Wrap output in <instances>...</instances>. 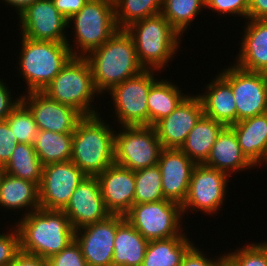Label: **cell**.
Returning <instances> with one entry per match:
<instances>
[{"mask_svg": "<svg viewBox=\"0 0 267 266\" xmlns=\"http://www.w3.org/2000/svg\"><path fill=\"white\" fill-rule=\"evenodd\" d=\"M85 58L91 66L94 86L100 98L116 85L145 70L139 62L134 41L125 29H119Z\"/></svg>", "mask_w": 267, "mask_h": 266, "instance_id": "6da1fadb", "label": "cell"}, {"mask_svg": "<svg viewBox=\"0 0 267 266\" xmlns=\"http://www.w3.org/2000/svg\"><path fill=\"white\" fill-rule=\"evenodd\" d=\"M20 251L48 259L75 240V229L62 210L38 208L14 223Z\"/></svg>", "mask_w": 267, "mask_h": 266, "instance_id": "7a4b0ae2", "label": "cell"}, {"mask_svg": "<svg viewBox=\"0 0 267 266\" xmlns=\"http://www.w3.org/2000/svg\"><path fill=\"white\" fill-rule=\"evenodd\" d=\"M115 131L100 113L84 116L78 122L73 132L71 161L86 176H97L114 164Z\"/></svg>", "mask_w": 267, "mask_h": 266, "instance_id": "3957f363", "label": "cell"}, {"mask_svg": "<svg viewBox=\"0 0 267 266\" xmlns=\"http://www.w3.org/2000/svg\"><path fill=\"white\" fill-rule=\"evenodd\" d=\"M125 30L131 35L139 62L145 70L164 72L178 54L177 50L180 51L182 35L161 13L134 22Z\"/></svg>", "mask_w": 267, "mask_h": 266, "instance_id": "277c9868", "label": "cell"}, {"mask_svg": "<svg viewBox=\"0 0 267 266\" xmlns=\"http://www.w3.org/2000/svg\"><path fill=\"white\" fill-rule=\"evenodd\" d=\"M67 26L68 29L72 26L74 31L71 33L74 39L72 37L70 41L69 34L66 42L71 54L73 57H86L119 30L114 0H89L78 13L67 20Z\"/></svg>", "mask_w": 267, "mask_h": 266, "instance_id": "5b68a950", "label": "cell"}, {"mask_svg": "<svg viewBox=\"0 0 267 266\" xmlns=\"http://www.w3.org/2000/svg\"><path fill=\"white\" fill-rule=\"evenodd\" d=\"M19 39V65L15 68L26 82L25 92L42 91L73 57L66 42L33 40L22 35Z\"/></svg>", "mask_w": 267, "mask_h": 266, "instance_id": "8992f818", "label": "cell"}, {"mask_svg": "<svg viewBox=\"0 0 267 266\" xmlns=\"http://www.w3.org/2000/svg\"><path fill=\"white\" fill-rule=\"evenodd\" d=\"M42 92L83 116L100 113L94 106V98H99L100 94L94 86L91 66L85 57H72Z\"/></svg>", "mask_w": 267, "mask_h": 266, "instance_id": "52a82bcc", "label": "cell"}, {"mask_svg": "<svg viewBox=\"0 0 267 266\" xmlns=\"http://www.w3.org/2000/svg\"><path fill=\"white\" fill-rule=\"evenodd\" d=\"M124 217L148 241L188 235L182 206L166 199L134 204Z\"/></svg>", "mask_w": 267, "mask_h": 266, "instance_id": "ba28073f", "label": "cell"}, {"mask_svg": "<svg viewBox=\"0 0 267 266\" xmlns=\"http://www.w3.org/2000/svg\"><path fill=\"white\" fill-rule=\"evenodd\" d=\"M163 147L153 126H120L114 135V163L132 171L157 165Z\"/></svg>", "mask_w": 267, "mask_h": 266, "instance_id": "9c48e42d", "label": "cell"}, {"mask_svg": "<svg viewBox=\"0 0 267 266\" xmlns=\"http://www.w3.org/2000/svg\"><path fill=\"white\" fill-rule=\"evenodd\" d=\"M159 71L144 70L113 87L106 95L113 103L112 117L120 126H149L147 98L150 87L158 80ZM156 74V75H155ZM117 118V119H116Z\"/></svg>", "mask_w": 267, "mask_h": 266, "instance_id": "30bf717a", "label": "cell"}, {"mask_svg": "<svg viewBox=\"0 0 267 266\" xmlns=\"http://www.w3.org/2000/svg\"><path fill=\"white\" fill-rule=\"evenodd\" d=\"M229 178L217 169L196 164L191 173L186 200L182 204L183 216L201 211L209 216L218 214L226 200Z\"/></svg>", "mask_w": 267, "mask_h": 266, "instance_id": "8fae6325", "label": "cell"}, {"mask_svg": "<svg viewBox=\"0 0 267 266\" xmlns=\"http://www.w3.org/2000/svg\"><path fill=\"white\" fill-rule=\"evenodd\" d=\"M219 74L231 85L237 122L267 112V77L262 72L243 70L234 63Z\"/></svg>", "mask_w": 267, "mask_h": 266, "instance_id": "7c38bea8", "label": "cell"}, {"mask_svg": "<svg viewBox=\"0 0 267 266\" xmlns=\"http://www.w3.org/2000/svg\"><path fill=\"white\" fill-rule=\"evenodd\" d=\"M85 176L71 160L43 166L39 185L40 208L63 210Z\"/></svg>", "mask_w": 267, "mask_h": 266, "instance_id": "4fadbf2b", "label": "cell"}, {"mask_svg": "<svg viewBox=\"0 0 267 266\" xmlns=\"http://www.w3.org/2000/svg\"><path fill=\"white\" fill-rule=\"evenodd\" d=\"M20 35L33 40L67 42V19L52 0H37L19 16ZM67 33V34H66Z\"/></svg>", "mask_w": 267, "mask_h": 266, "instance_id": "5bb4252c", "label": "cell"}, {"mask_svg": "<svg viewBox=\"0 0 267 266\" xmlns=\"http://www.w3.org/2000/svg\"><path fill=\"white\" fill-rule=\"evenodd\" d=\"M21 101L32 112L38 130L73 133L84 117L74 108L56 102L42 91L22 92Z\"/></svg>", "mask_w": 267, "mask_h": 266, "instance_id": "9a60e30c", "label": "cell"}, {"mask_svg": "<svg viewBox=\"0 0 267 266\" xmlns=\"http://www.w3.org/2000/svg\"><path fill=\"white\" fill-rule=\"evenodd\" d=\"M117 215L75 230V240L88 266H112Z\"/></svg>", "mask_w": 267, "mask_h": 266, "instance_id": "2e32d148", "label": "cell"}, {"mask_svg": "<svg viewBox=\"0 0 267 266\" xmlns=\"http://www.w3.org/2000/svg\"><path fill=\"white\" fill-rule=\"evenodd\" d=\"M75 230L105 220L111 214L106 209L96 176H85L62 210Z\"/></svg>", "mask_w": 267, "mask_h": 266, "instance_id": "e0dca14e", "label": "cell"}, {"mask_svg": "<svg viewBox=\"0 0 267 266\" xmlns=\"http://www.w3.org/2000/svg\"><path fill=\"white\" fill-rule=\"evenodd\" d=\"M203 114L200 97L189 94L175 110L153 126L162 147L180 149Z\"/></svg>", "mask_w": 267, "mask_h": 266, "instance_id": "ac0fdd59", "label": "cell"}, {"mask_svg": "<svg viewBox=\"0 0 267 266\" xmlns=\"http://www.w3.org/2000/svg\"><path fill=\"white\" fill-rule=\"evenodd\" d=\"M157 165L161 172L164 198L182 206L196 164L181 149L163 148Z\"/></svg>", "mask_w": 267, "mask_h": 266, "instance_id": "d6986e66", "label": "cell"}, {"mask_svg": "<svg viewBox=\"0 0 267 266\" xmlns=\"http://www.w3.org/2000/svg\"><path fill=\"white\" fill-rule=\"evenodd\" d=\"M96 177L108 212L125 216L134 205L135 171L114 163Z\"/></svg>", "mask_w": 267, "mask_h": 266, "instance_id": "ffe728a7", "label": "cell"}, {"mask_svg": "<svg viewBox=\"0 0 267 266\" xmlns=\"http://www.w3.org/2000/svg\"><path fill=\"white\" fill-rule=\"evenodd\" d=\"M233 63L250 72H267V19H247Z\"/></svg>", "mask_w": 267, "mask_h": 266, "instance_id": "44dd1931", "label": "cell"}, {"mask_svg": "<svg viewBox=\"0 0 267 266\" xmlns=\"http://www.w3.org/2000/svg\"><path fill=\"white\" fill-rule=\"evenodd\" d=\"M203 165L217 169L229 177L233 173H240L246 169L250 172L252 168H256L242 152L236 134L229 126L218 135Z\"/></svg>", "mask_w": 267, "mask_h": 266, "instance_id": "7402d4cb", "label": "cell"}, {"mask_svg": "<svg viewBox=\"0 0 267 266\" xmlns=\"http://www.w3.org/2000/svg\"><path fill=\"white\" fill-rule=\"evenodd\" d=\"M202 89L203 93L198 96L205 116L225 126L237 123L236 103L231 85L219 73Z\"/></svg>", "mask_w": 267, "mask_h": 266, "instance_id": "603a6c76", "label": "cell"}, {"mask_svg": "<svg viewBox=\"0 0 267 266\" xmlns=\"http://www.w3.org/2000/svg\"><path fill=\"white\" fill-rule=\"evenodd\" d=\"M236 134L244 155L261 167L267 152V112L238 121L229 126Z\"/></svg>", "mask_w": 267, "mask_h": 266, "instance_id": "cb8c5ba5", "label": "cell"}, {"mask_svg": "<svg viewBox=\"0 0 267 266\" xmlns=\"http://www.w3.org/2000/svg\"><path fill=\"white\" fill-rule=\"evenodd\" d=\"M0 207L15 213L25 210L22 216L36 211L40 207L39 186L4 173L0 182Z\"/></svg>", "mask_w": 267, "mask_h": 266, "instance_id": "d4e9b609", "label": "cell"}, {"mask_svg": "<svg viewBox=\"0 0 267 266\" xmlns=\"http://www.w3.org/2000/svg\"><path fill=\"white\" fill-rule=\"evenodd\" d=\"M148 242L124 216L117 215L112 266H142Z\"/></svg>", "mask_w": 267, "mask_h": 266, "instance_id": "484cf974", "label": "cell"}, {"mask_svg": "<svg viewBox=\"0 0 267 266\" xmlns=\"http://www.w3.org/2000/svg\"><path fill=\"white\" fill-rule=\"evenodd\" d=\"M226 126L204 114L189 132L181 150L195 163L203 164L218 135Z\"/></svg>", "mask_w": 267, "mask_h": 266, "instance_id": "4316f807", "label": "cell"}, {"mask_svg": "<svg viewBox=\"0 0 267 266\" xmlns=\"http://www.w3.org/2000/svg\"><path fill=\"white\" fill-rule=\"evenodd\" d=\"M181 89V90H180ZM177 83L167 79H158L148 93L147 106L149 126H154L162 118L168 116L189 95L182 92Z\"/></svg>", "mask_w": 267, "mask_h": 266, "instance_id": "83f0119b", "label": "cell"}, {"mask_svg": "<svg viewBox=\"0 0 267 266\" xmlns=\"http://www.w3.org/2000/svg\"><path fill=\"white\" fill-rule=\"evenodd\" d=\"M194 244L187 235L149 241L142 266H180Z\"/></svg>", "mask_w": 267, "mask_h": 266, "instance_id": "f1b7e54d", "label": "cell"}, {"mask_svg": "<svg viewBox=\"0 0 267 266\" xmlns=\"http://www.w3.org/2000/svg\"><path fill=\"white\" fill-rule=\"evenodd\" d=\"M73 133L38 130L34 149L43 166L71 160Z\"/></svg>", "mask_w": 267, "mask_h": 266, "instance_id": "f546056e", "label": "cell"}, {"mask_svg": "<svg viewBox=\"0 0 267 266\" xmlns=\"http://www.w3.org/2000/svg\"><path fill=\"white\" fill-rule=\"evenodd\" d=\"M4 169L9 175L40 185L43 164L36 154L34 145L18 143Z\"/></svg>", "mask_w": 267, "mask_h": 266, "instance_id": "4dcf8cb0", "label": "cell"}, {"mask_svg": "<svg viewBox=\"0 0 267 266\" xmlns=\"http://www.w3.org/2000/svg\"><path fill=\"white\" fill-rule=\"evenodd\" d=\"M203 8L205 0H163L161 14L183 36Z\"/></svg>", "mask_w": 267, "mask_h": 266, "instance_id": "1f68e13d", "label": "cell"}, {"mask_svg": "<svg viewBox=\"0 0 267 266\" xmlns=\"http://www.w3.org/2000/svg\"><path fill=\"white\" fill-rule=\"evenodd\" d=\"M163 0H114L115 19L119 29L161 13Z\"/></svg>", "mask_w": 267, "mask_h": 266, "instance_id": "d6a6232c", "label": "cell"}, {"mask_svg": "<svg viewBox=\"0 0 267 266\" xmlns=\"http://www.w3.org/2000/svg\"><path fill=\"white\" fill-rule=\"evenodd\" d=\"M165 199L158 165L135 171L134 204L158 202Z\"/></svg>", "mask_w": 267, "mask_h": 266, "instance_id": "836d02e7", "label": "cell"}, {"mask_svg": "<svg viewBox=\"0 0 267 266\" xmlns=\"http://www.w3.org/2000/svg\"><path fill=\"white\" fill-rule=\"evenodd\" d=\"M18 143L34 145L38 132L34 116L29 108L20 101L5 119Z\"/></svg>", "mask_w": 267, "mask_h": 266, "instance_id": "e575fe53", "label": "cell"}, {"mask_svg": "<svg viewBox=\"0 0 267 266\" xmlns=\"http://www.w3.org/2000/svg\"><path fill=\"white\" fill-rule=\"evenodd\" d=\"M226 255V261L231 266H267V241L245 244Z\"/></svg>", "mask_w": 267, "mask_h": 266, "instance_id": "d590c367", "label": "cell"}, {"mask_svg": "<svg viewBox=\"0 0 267 266\" xmlns=\"http://www.w3.org/2000/svg\"><path fill=\"white\" fill-rule=\"evenodd\" d=\"M206 8L210 11L216 12L217 15H227L230 14L233 17L240 16L241 19L244 18L247 20L248 9L250 5V0H205ZM236 15V16H234Z\"/></svg>", "mask_w": 267, "mask_h": 266, "instance_id": "8d00e7d4", "label": "cell"}, {"mask_svg": "<svg viewBox=\"0 0 267 266\" xmlns=\"http://www.w3.org/2000/svg\"><path fill=\"white\" fill-rule=\"evenodd\" d=\"M12 226L7 233L0 232V266H9L20 252L19 232L15 225Z\"/></svg>", "mask_w": 267, "mask_h": 266, "instance_id": "74e56055", "label": "cell"}, {"mask_svg": "<svg viewBox=\"0 0 267 266\" xmlns=\"http://www.w3.org/2000/svg\"><path fill=\"white\" fill-rule=\"evenodd\" d=\"M48 266H88L79 244L74 240L60 253L47 259Z\"/></svg>", "mask_w": 267, "mask_h": 266, "instance_id": "f35d334b", "label": "cell"}, {"mask_svg": "<svg viewBox=\"0 0 267 266\" xmlns=\"http://www.w3.org/2000/svg\"><path fill=\"white\" fill-rule=\"evenodd\" d=\"M200 247L195 244L184 255L180 266H222L226 261L225 253L220 256L209 257ZM209 257V258H208ZM213 258V259H212Z\"/></svg>", "mask_w": 267, "mask_h": 266, "instance_id": "ab89813d", "label": "cell"}, {"mask_svg": "<svg viewBox=\"0 0 267 266\" xmlns=\"http://www.w3.org/2000/svg\"><path fill=\"white\" fill-rule=\"evenodd\" d=\"M18 141L7 121H0V164L5 165L11 157Z\"/></svg>", "mask_w": 267, "mask_h": 266, "instance_id": "60d3db41", "label": "cell"}, {"mask_svg": "<svg viewBox=\"0 0 267 266\" xmlns=\"http://www.w3.org/2000/svg\"><path fill=\"white\" fill-rule=\"evenodd\" d=\"M10 90L7 83L3 81V78L0 79V121H4L21 101V96L18 94V98L15 97L14 99L15 94Z\"/></svg>", "mask_w": 267, "mask_h": 266, "instance_id": "b9f144b4", "label": "cell"}, {"mask_svg": "<svg viewBox=\"0 0 267 266\" xmlns=\"http://www.w3.org/2000/svg\"><path fill=\"white\" fill-rule=\"evenodd\" d=\"M88 1L89 0H52L54 6L67 20L78 13Z\"/></svg>", "mask_w": 267, "mask_h": 266, "instance_id": "7bdbcfd3", "label": "cell"}, {"mask_svg": "<svg viewBox=\"0 0 267 266\" xmlns=\"http://www.w3.org/2000/svg\"><path fill=\"white\" fill-rule=\"evenodd\" d=\"M9 266H48L47 259L20 251Z\"/></svg>", "mask_w": 267, "mask_h": 266, "instance_id": "ee69618b", "label": "cell"}, {"mask_svg": "<svg viewBox=\"0 0 267 266\" xmlns=\"http://www.w3.org/2000/svg\"><path fill=\"white\" fill-rule=\"evenodd\" d=\"M247 19H267V0H250Z\"/></svg>", "mask_w": 267, "mask_h": 266, "instance_id": "f6af8a7d", "label": "cell"}, {"mask_svg": "<svg viewBox=\"0 0 267 266\" xmlns=\"http://www.w3.org/2000/svg\"><path fill=\"white\" fill-rule=\"evenodd\" d=\"M7 6H11L12 9L16 12L17 16H19L28 6L32 5L37 0H2Z\"/></svg>", "mask_w": 267, "mask_h": 266, "instance_id": "bcb514c9", "label": "cell"}, {"mask_svg": "<svg viewBox=\"0 0 267 266\" xmlns=\"http://www.w3.org/2000/svg\"><path fill=\"white\" fill-rule=\"evenodd\" d=\"M4 173H5L4 166L0 164V182H1V179H2V176L4 175Z\"/></svg>", "mask_w": 267, "mask_h": 266, "instance_id": "7dc6e473", "label": "cell"}, {"mask_svg": "<svg viewBox=\"0 0 267 266\" xmlns=\"http://www.w3.org/2000/svg\"><path fill=\"white\" fill-rule=\"evenodd\" d=\"M262 165H267V152H266V154H265V156H264V160H263V162L261 163Z\"/></svg>", "mask_w": 267, "mask_h": 266, "instance_id": "c3c4849f", "label": "cell"}, {"mask_svg": "<svg viewBox=\"0 0 267 266\" xmlns=\"http://www.w3.org/2000/svg\"><path fill=\"white\" fill-rule=\"evenodd\" d=\"M222 266H231V265L227 261H225Z\"/></svg>", "mask_w": 267, "mask_h": 266, "instance_id": "681fc988", "label": "cell"}]
</instances>
